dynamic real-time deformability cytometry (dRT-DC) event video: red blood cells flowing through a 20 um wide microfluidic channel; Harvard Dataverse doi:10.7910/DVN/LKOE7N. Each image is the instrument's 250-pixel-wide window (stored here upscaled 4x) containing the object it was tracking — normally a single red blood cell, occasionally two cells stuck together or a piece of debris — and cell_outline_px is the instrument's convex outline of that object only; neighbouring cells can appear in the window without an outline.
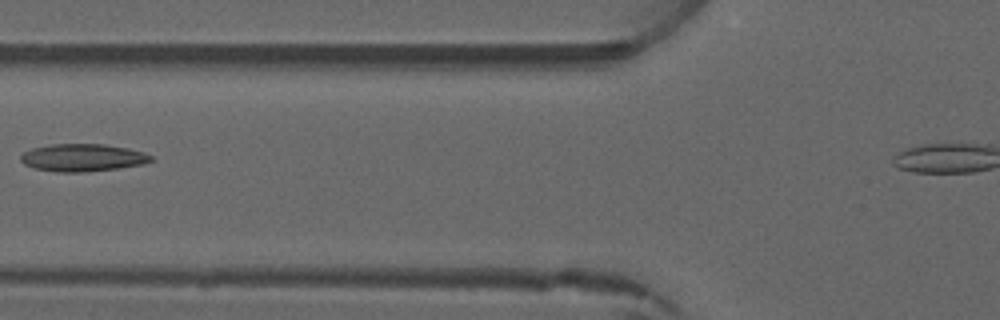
{"species": "common noctule bat (a hibernating species)", "species_latin": "Nyctalus noctula", "temperature_condition": "warm", "stored_images_in_passage": 4, "camera_frame_rate_fps": 3000, "um_per_image_px": 0.085, "animal": {"sex": "male", "forearm_length_mm": 52.5}, "frame": {"image": 1, "passage_image": 4, "time_ms": 3.667, "image_size_px": [1000, 320], "cell_outline_px": [[152, 160], [144, 164], [116, 168], [84, 172], [56, 172], [32, 168], [24, 164], [20, 160], [20, 156], [24, 152], [32, 148], [48, 144], [104, 144], [128, 148], [144, 152], [152, 156]], "centroid_in_image_um": [6.99, 13.4], "position_along_channel_um": 118.8, "area_um2": 20.98}}